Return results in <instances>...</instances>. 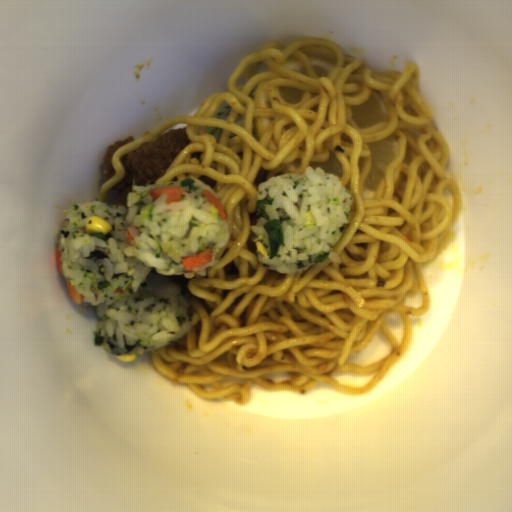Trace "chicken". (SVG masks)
Returning a JSON list of instances; mask_svg holds the SVG:
<instances>
[{
	"label": "chicken",
	"instance_id": "ae283196",
	"mask_svg": "<svg viewBox=\"0 0 512 512\" xmlns=\"http://www.w3.org/2000/svg\"><path fill=\"white\" fill-rule=\"evenodd\" d=\"M186 128L171 130L122 156L124 175L112 187L115 197L111 205H126L132 185L149 186L165 173L175 157L192 143Z\"/></svg>",
	"mask_w": 512,
	"mask_h": 512
},
{
	"label": "chicken",
	"instance_id": "52989762",
	"mask_svg": "<svg viewBox=\"0 0 512 512\" xmlns=\"http://www.w3.org/2000/svg\"><path fill=\"white\" fill-rule=\"evenodd\" d=\"M135 141V135L127 137L124 140H117L107 145L106 153L103 161V182L109 180L116 174L115 167L113 164V155L127 143Z\"/></svg>",
	"mask_w": 512,
	"mask_h": 512
}]
</instances>
